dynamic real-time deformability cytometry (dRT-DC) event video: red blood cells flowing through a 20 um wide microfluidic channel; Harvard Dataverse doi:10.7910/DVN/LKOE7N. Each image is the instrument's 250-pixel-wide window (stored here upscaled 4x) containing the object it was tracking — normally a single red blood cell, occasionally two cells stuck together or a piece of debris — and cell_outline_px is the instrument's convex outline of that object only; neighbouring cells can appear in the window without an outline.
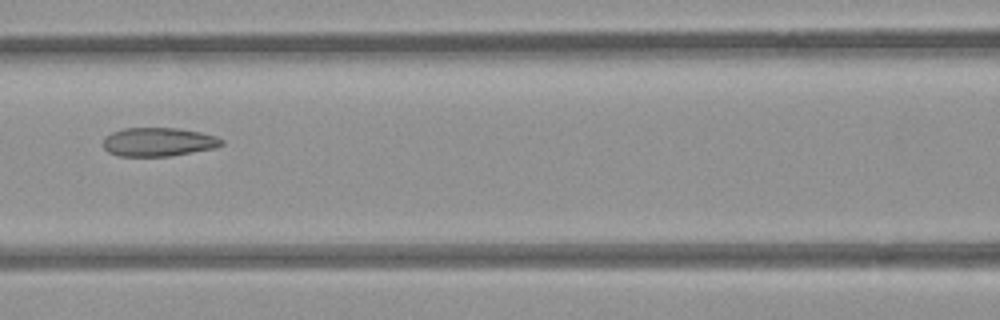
{"species": "common noctule bat (a hibernating species)", "species_latin": "Nyctalus noctula", "temperature_condition": "room temperature", "stored_images_in_passage": 5, "camera_frame_rate_fps": 3000, "um_per_image_px": 0.085, "animal": {"sex": "female", "body_mass_g": 21.9}, "frame": {"image": 1, "passage_image": 4, "time_ms": 1.0, "image_size_px": [1000, 320], "cell_outline_px": [[224, 144], [216, 148], [172, 156], [116, 156], [108, 152], [104, 148], [104, 136], [112, 132], [124, 128], [176, 128], [200, 132], [216, 136], [224, 140]], "centroid_in_image_um": [13.48, 12.07], "position_along_channel_um": 153.1, "area_um2": 20.0}}
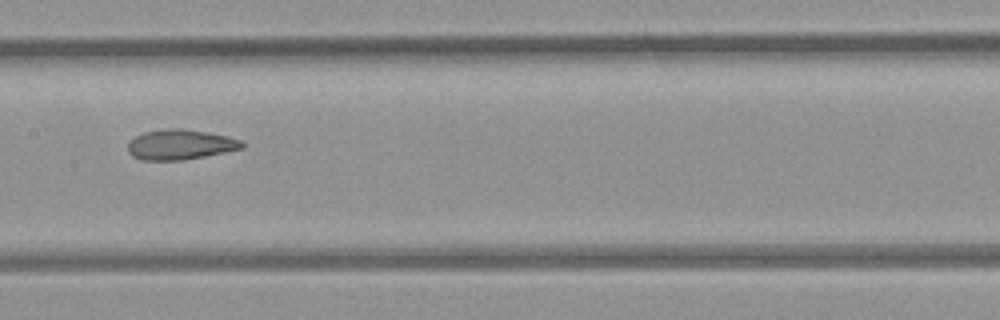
{"frame": {"image": 2, "passage_image": 5, "time_ms": 1.333, "image_size_px": [1000, 320], "cell_outline_px": [[244, 148], [184, 160], [144, 160], [132, 156], [128, 152], [128, 144], [136, 136], [144, 132], [164, 128], [180, 128], [208, 132], [228, 136], [240, 140], [244, 144]], "centroid_in_image_um": [15.32, 12.28], "position_along_channel_um": 192.1, "area_um2": 20.0}}